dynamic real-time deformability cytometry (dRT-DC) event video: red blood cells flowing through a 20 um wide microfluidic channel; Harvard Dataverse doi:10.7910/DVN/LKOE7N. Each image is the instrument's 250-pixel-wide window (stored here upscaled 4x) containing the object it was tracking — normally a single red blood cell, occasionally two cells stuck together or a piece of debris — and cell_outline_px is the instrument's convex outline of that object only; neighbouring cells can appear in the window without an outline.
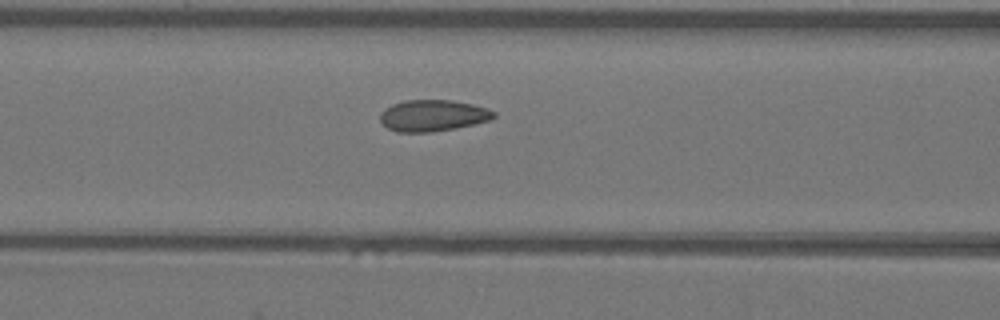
{"species": "Egyptian fruit bat (a non-hibernating species)", "species_latin": "Rousettus aegyptiacus", "temperature_condition": "warm", "stored_images_in_passage": 19, "camera_frame_rate_fps": 3000, "um_per_image_px": 0.085, "animal": {"sex": "female"}, "frame": {"image": 1, "passage_image": 14, "time_ms": 4.333, "image_size_px": [1000, 320], "cell_outline_px": [[496, 116], [492, 120], [456, 128], [432, 132], [396, 132], [388, 128], [380, 120], [380, 112], [384, 108], [392, 104], [404, 100], [452, 100], [472, 104], [488, 108], [496, 112]], "centroid_in_image_um": [36.81, 9.82], "position_along_channel_um": 129.8, "area_um2": 21.04}}